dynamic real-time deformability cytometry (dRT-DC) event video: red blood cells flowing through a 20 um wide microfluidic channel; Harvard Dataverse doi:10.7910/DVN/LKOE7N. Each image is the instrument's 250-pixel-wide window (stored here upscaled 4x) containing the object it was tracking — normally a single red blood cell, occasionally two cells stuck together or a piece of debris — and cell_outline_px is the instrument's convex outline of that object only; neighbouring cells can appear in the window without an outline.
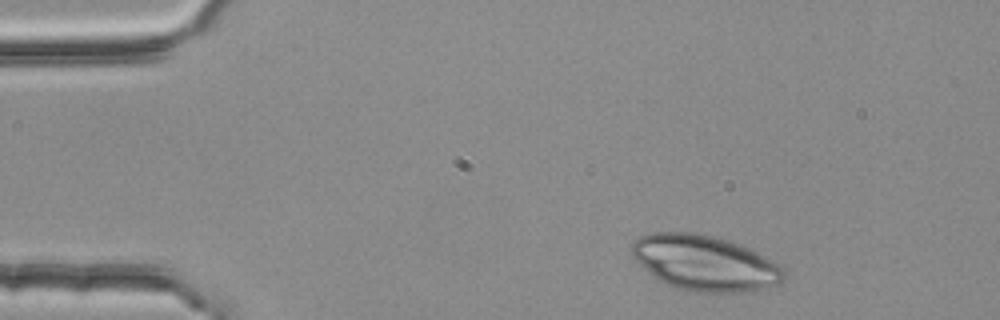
{"species": "common noctule bat (a hibernating species)", "species_latin": "Nyctalus noctula", "temperature_condition": "room temperature", "stored_images_in_passage": 3, "camera_frame_rate_fps": 3000, "um_per_image_px": 0.085, "animal": {"sex": "female", "body_mass_g": 25.1}, "frame": {"image": 1, "passage_image": 1, "time_ms": 0.0, "image_size_px": [1000, 320], "cell_outline_px": [[784, 280], [768, 288], [752, 292], [696, 292], [676, 288], [660, 280], [648, 272], [632, 256], [632, 244], [640, 236], [652, 232], [692, 232], [728, 240], [740, 244], [776, 260], [784, 268]], "centroid_in_image_um": [59.96, 22.36], "position_along_channel_um": 25.0, "area_um2": 49.3}}